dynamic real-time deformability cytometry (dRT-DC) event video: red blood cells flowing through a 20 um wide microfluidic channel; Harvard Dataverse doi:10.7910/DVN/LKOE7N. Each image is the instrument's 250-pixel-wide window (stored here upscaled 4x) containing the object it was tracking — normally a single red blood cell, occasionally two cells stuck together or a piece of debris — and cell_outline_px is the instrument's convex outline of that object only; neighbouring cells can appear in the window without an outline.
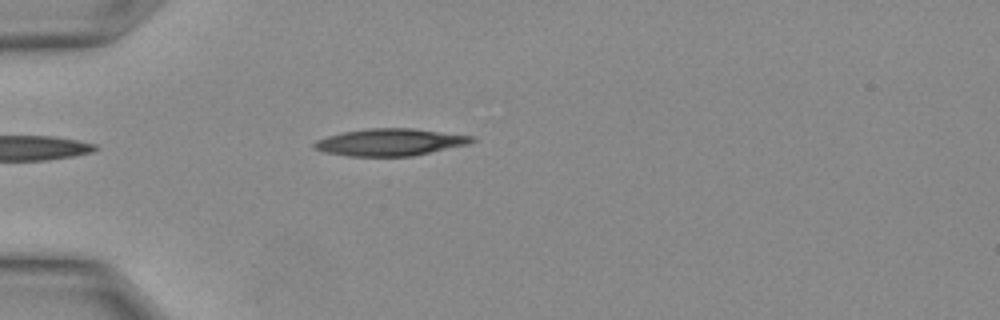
{"species": "Egyptian fruit bat (a non-hibernating species)", "species_latin": "Rousettus aegyptiacus", "temperature_condition": "warm", "stored_images_in_passage": 18, "camera_frame_rate_fps": 3000, "um_per_image_px": 0.085, "animal": {"sex": "female"}, "frame": {"image": 1, "passage_image": 1, "time_ms": 0.0, "image_size_px": [1000, 320], "cell_outline_px": [[476, 140], [468, 144], [412, 156], [348, 156], [324, 152], [312, 148], [312, 144], [316, 140], [328, 136], [344, 132], [372, 128], [412, 128], [476, 136]], "centroid_in_image_um": [33.16, 12.08], "position_along_channel_um": 51.8, "area_um2": 24.85}}
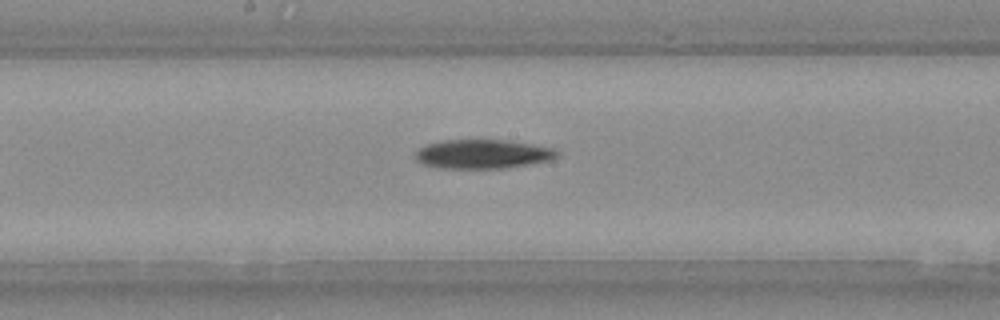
{"frame": {"image": 2, "passage_image": 8, "time_ms": 2.333, "image_size_px": [1000, 320], "cell_outline_px": [[560, 156], [552, 160], [528, 164], [500, 168], [440, 168], [424, 164], [416, 160], [416, 152], [420, 148], [428, 144], [440, 140], [504, 140], [532, 144], [552, 148], [560, 152]], "centroid_in_image_um": [41.06, 13.09], "position_along_channel_um": 207.1, "area_um2": 23.87}}
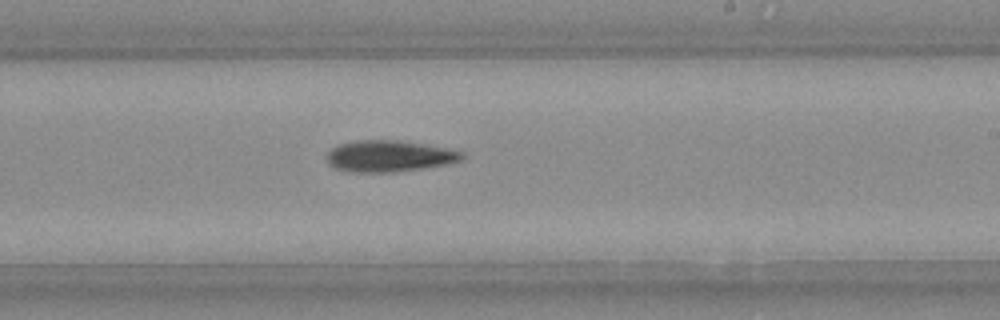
{"frame": {"image": 3, "passage_image": 10, "time_ms": 3.0, "image_size_px": [1000, 320], "cell_outline_px": [[464, 156], [460, 160], [448, 164], [424, 168], [392, 172], [348, 172], [336, 168], [328, 164], [328, 152], [332, 148], [340, 144], [364, 140], [392, 140], [420, 144], [444, 148], [464, 152]], "centroid_in_image_um": [33.07, 13.29], "position_along_channel_um": 255.9, "area_um2": 24.28}}